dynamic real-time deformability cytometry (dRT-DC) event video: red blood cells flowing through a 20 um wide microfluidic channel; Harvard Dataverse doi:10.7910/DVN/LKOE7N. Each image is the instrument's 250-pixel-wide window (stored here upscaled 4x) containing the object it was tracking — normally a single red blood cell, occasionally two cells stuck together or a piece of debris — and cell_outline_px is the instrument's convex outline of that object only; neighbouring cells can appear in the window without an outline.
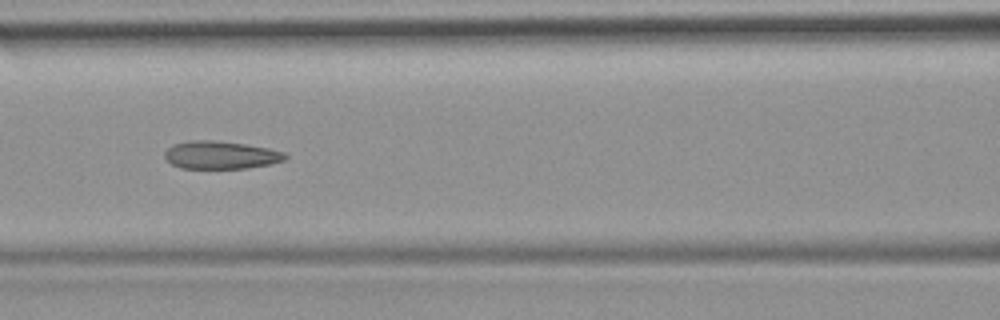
{"species": "common noctule bat (a hibernating species)", "species_latin": "Nyctalus noctula", "temperature_condition": "room temperature", "stored_images_in_passage": 7, "camera_frame_rate_fps": 3000, "um_per_image_px": 0.085, "animal": {"sex": "female", "body_mass_g": 19.9}, "frame": {"image": 1, "passage_image": 6, "time_ms": 5.667, "image_size_px": [1000, 320], "cell_outline_px": [[288, 156], [284, 160], [272, 164], [248, 168], [180, 168], [172, 164], [164, 156], [164, 152], [168, 148], [176, 144], [188, 140], [216, 140], [244, 144], [268, 148], [284, 152]], "centroid_in_image_um": [18.78, 13.18], "position_along_channel_um": 147.8, "area_um2": 19.54}}
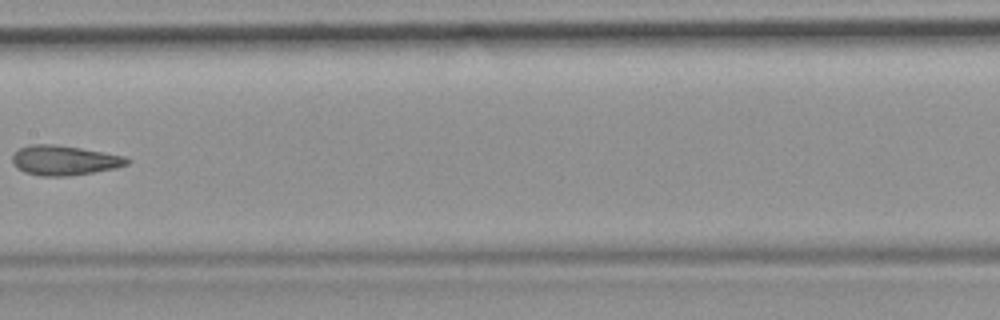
{"frame": {"image": 2, "passage_image": 7, "time_ms": 7.0, "image_size_px": [1000, 320], "cell_outline_px": [[128, 164], [116, 168], [68, 176], [40, 176], [24, 172], [12, 160], [12, 156], [20, 148], [28, 144], [56, 144], [80, 148], [124, 156], [128, 160]], "centroid_in_image_um": [5.45, 13.62], "position_along_channel_um": 201.9, "area_um2": 19.59}}